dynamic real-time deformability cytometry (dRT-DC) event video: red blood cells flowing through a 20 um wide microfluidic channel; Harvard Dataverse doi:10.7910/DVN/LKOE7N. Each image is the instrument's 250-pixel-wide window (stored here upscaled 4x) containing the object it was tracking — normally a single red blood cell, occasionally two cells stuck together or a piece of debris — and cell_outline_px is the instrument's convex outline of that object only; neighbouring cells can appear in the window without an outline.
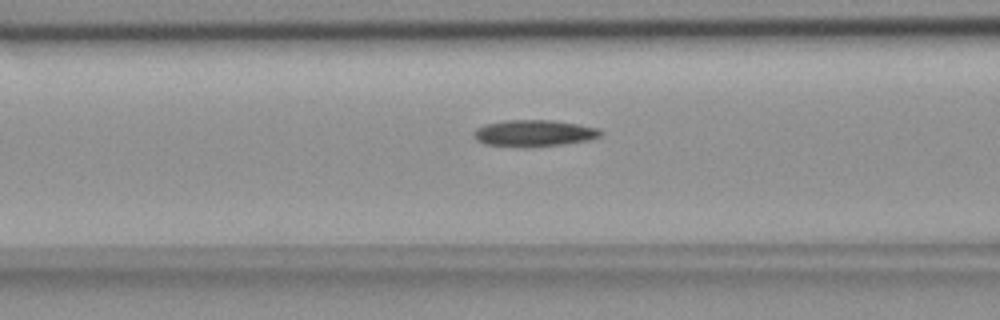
{"species": "common noctule bat (a hibernating species)", "species_latin": "Nyctalus noctula", "temperature_condition": "room temperature", "stored_images_in_passage": 51, "camera_frame_rate_fps": 3000, "um_per_image_px": 0.085, "animal": {"sex": "female", "body_mass_g": 18.4}, "frame": {"image": 1, "passage_image": 22, "time_ms": 7.0, "image_size_px": [1000, 320], "cell_outline_px": [[604, 132], [600, 136], [588, 140], [560, 144], [528, 148], [520, 148], [484, 144], [476, 140], [472, 136], [476, 128], [484, 124], [508, 120], [552, 120], [580, 124], [600, 128]], "centroid_in_image_um": [45.37, 11.33], "position_along_channel_um": 121.2, "area_um2": 20.0}}
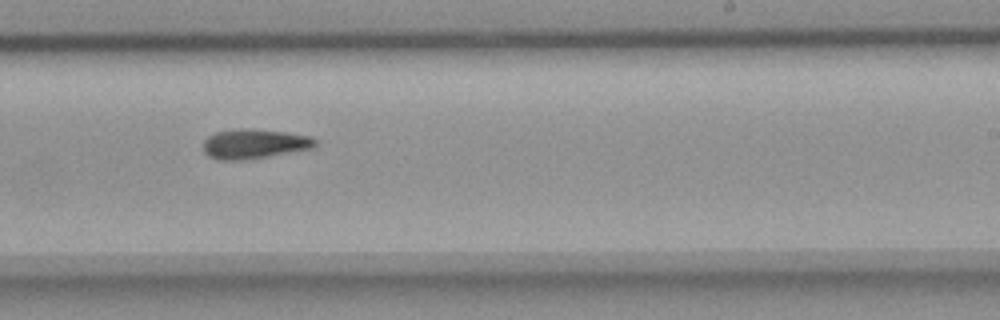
{"frame": {"image": 2, "passage_image": 34, "time_ms": 11.0, "image_size_px": [1000, 320], "cell_outline_px": [[316, 144], [312, 148], [268, 156], [244, 160], [216, 160], [208, 156], [204, 152], [204, 140], [208, 136], [216, 132], [232, 128], [252, 128], [284, 132], [312, 136], [316, 140]], "centroid_in_image_um": [21.57, 12.22], "position_along_channel_um": 267.4, "area_um2": 19.48}}
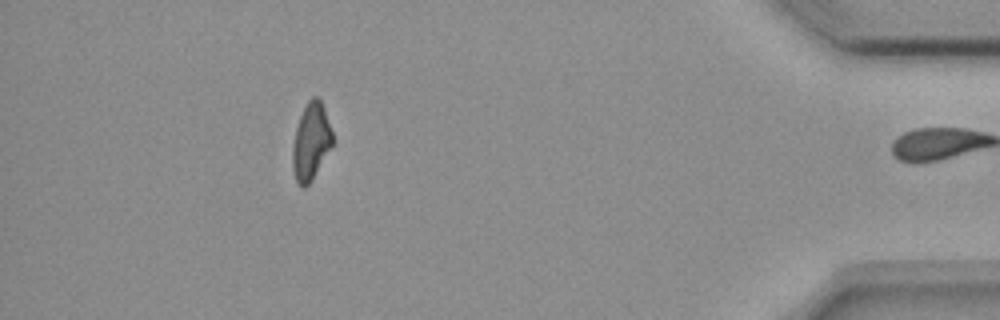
{"frame": {"image": 3, "passage_image": 50, "time_ms": 16.333, "image_size_px": [1000, 320], "cell_outline_px": [[332, 144], [312, 180], [304, 188], [300, 188], [296, 184], [292, 168], [292, 144], [296, 128], [300, 116], [308, 100], [312, 96], [316, 96], [320, 100], [324, 108], [332, 132]], "centroid_in_image_um": [26.39, 12.07], "position_along_channel_um": 408.8, "area_um2": 17.86}}